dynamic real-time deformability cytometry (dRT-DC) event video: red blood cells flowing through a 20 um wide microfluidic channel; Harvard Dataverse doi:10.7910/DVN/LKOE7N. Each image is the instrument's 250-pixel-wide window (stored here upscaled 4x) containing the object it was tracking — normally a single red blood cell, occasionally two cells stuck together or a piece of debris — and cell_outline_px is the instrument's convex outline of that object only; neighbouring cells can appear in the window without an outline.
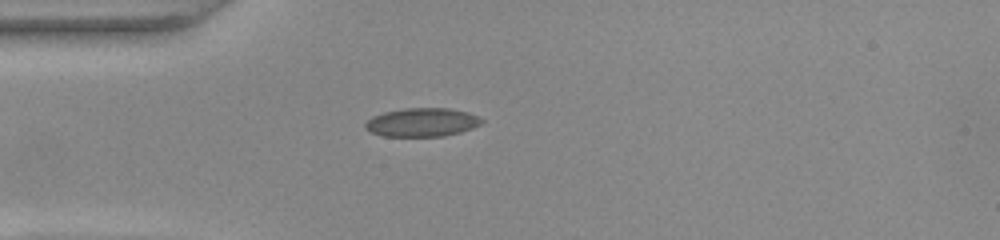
{"species": "common noctule bat (a hibernating species)", "species_latin": "Nyctalus noctula", "temperature_condition": "warm", "stored_images_in_passage": 39, "camera_frame_rate_fps": 3000, "um_per_image_px": 0.085, "animal": {"sex": "female", "body_mass_g": 22.0, "forearm_length_mm": 56.7}, "frame": {"image": 1, "passage_image": 1, "time_ms": 0.0, "image_size_px": [1000, 240], "cell_outline_px": [[484, 120], [480, 124], [472, 128], [460, 132], [444, 136], [384, 136], [372, 132], [364, 128], [364, 124], [372, 116], [384, 112], [404, 108], [448, 108], [468, 112], [480, 116]], "centroid_in_image_um": [35.88, 10.39], "position_along_channel_um": 49.1, "area_um2": 19.42}}
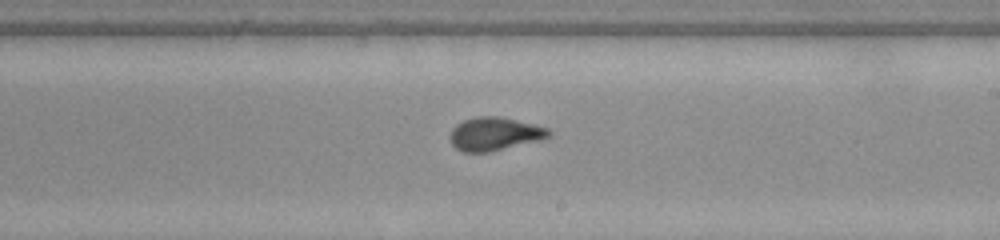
{"frame": {"image": 2, "passage_image": 17, "time_ms": 5.333, "image_size_px": [1000, 240], "cell_outline_px": [[552, 132], [548, 136], [540, 140], [488, 152], [464, 152], [456, 148], [452, 144], [448, 136], [452, 128], [456, 124], [464, 120], [476, 116], [500, 116], [548, 128]], "centroid_in_image_um": [41.99, 11.37], "position_along_channel_um": 247.0, "area_um2": 19.07}}
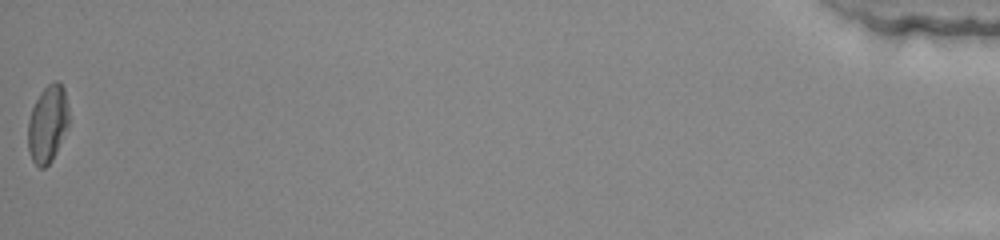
{"frame": {"image": 3, "passage_image": 39, "time_ms": 12.667, "image_size_px": [1000, 240], "cell_outline_px": [[68, 124], [56, 152], [52, 160], [44, 168], [40, 168], [32, 160], [28, 148], [28, 120], [32, 108], [40, 92], [48, 84], [56, 80], [64, 88], [68, 108]], "centroid_in_image_um": [4.04, 10.52], "position_along_channel_um": 431.2, "area_um2": 18.15}, "authors_computed_cell_mechanics": {"area_um2": 18.6116, "velocity_mm_per_s": 3.9132, "shape_relaxation_time_tau1_ms": 8.9388, "shape_relaxation_time_tau2_ms": 0.7029, "deformation_change_tau1": 0.2112, "deformation_change_tau2": 0.0521}}